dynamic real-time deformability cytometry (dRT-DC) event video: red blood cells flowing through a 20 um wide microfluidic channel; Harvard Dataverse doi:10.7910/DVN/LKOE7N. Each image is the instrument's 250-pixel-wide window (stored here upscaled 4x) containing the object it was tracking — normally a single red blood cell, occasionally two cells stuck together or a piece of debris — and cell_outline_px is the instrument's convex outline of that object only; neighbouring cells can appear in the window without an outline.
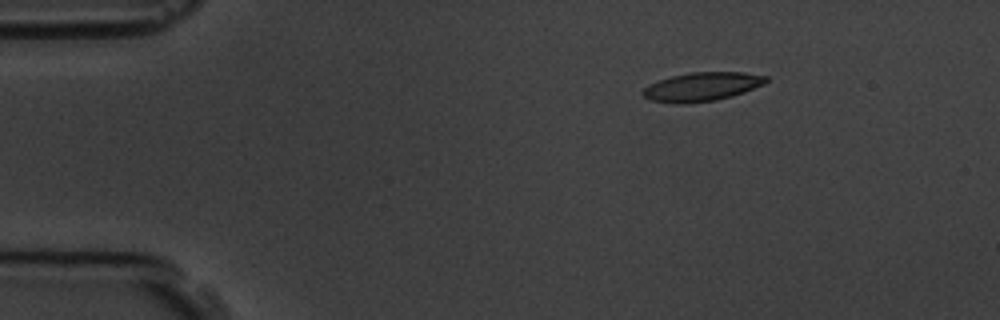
{"species": "common noctule bat (a hibernating species)", "species_latin": "Nyctalus noctula", "temperature_condition": "room temperature", "stored_images_in_passage": 3, "camera_frame_rate_fps": 3000, "um_per_image_px": 0.085, "animal": {"sex": "male", "body_mass_g": 19.5, "forearm_length_mm": 54.6}, "frame": {"image": 1, "passage_image": 1, "time_ms": 0.0, "image_size_px": [1000, 320], "cell_outline_px": [[768, 80], [764, 84], [744, 92], [732, 96], [716, 100], [684, 104], [676, 104], [648, 100], [640, 92], [648, 84], [672, 76], [688, 72], [744, 72], [768, 76]], "centroid_in_image_um": [59.64, 7.37], "position_along_channel_um": 25.4, "area_um2": 20.87}}